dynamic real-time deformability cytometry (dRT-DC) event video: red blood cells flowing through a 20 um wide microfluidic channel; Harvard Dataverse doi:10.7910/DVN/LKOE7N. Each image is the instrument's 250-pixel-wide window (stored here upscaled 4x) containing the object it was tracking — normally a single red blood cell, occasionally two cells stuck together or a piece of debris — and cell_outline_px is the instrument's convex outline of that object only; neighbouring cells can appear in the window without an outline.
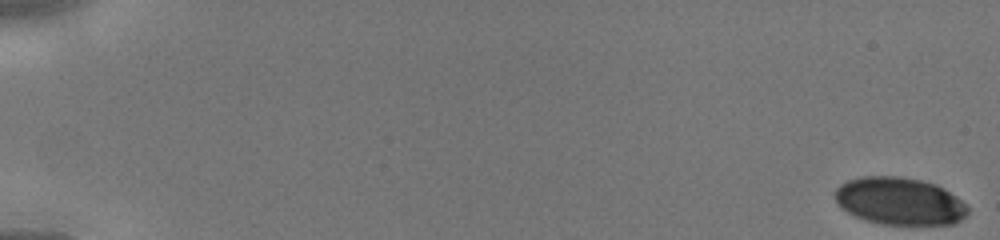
{"species": "human", "species_latin": "Homo sapiens", "temperature_condition": "cold", "stored_images_in_passage": 45, "camera_frame_rate_fps": 3000, "um_per_image_px": 0.085, "donor": {"sex": "male"}, "frame": {"image": 1, "passage_image": 1, "time_ms": 0.0, "image_size_px": [1000, 240], "cell_outline_px": [[968, 212], [960, 220], [952, 224], [884, 224], [868, 220], [856, 216], [840, 208], [836, 200], [836, 188], [840, 184], [848, 180], [860, 176], [900, 176], [920, 180], [936, 184], [944, 188], [956, 196], [968, 208]], "centroid_in_image_um": [76.45, 17.08], "position_along_channel_um": 8.6, "area_um2": 36.47}}
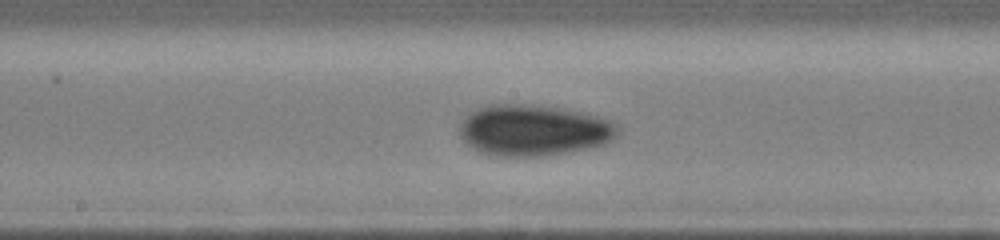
{"frame": {"image": 2, "passage_image": 26, "time_ms": 8.333, "image_size_px": [1000, 240], "cell_outline_px": [[620, 132], [612, 140], [604, 144], [588, 148], [568, 152], [540, 156], [496, 156], [480, 152], [464, 144], [460, 136], [460, 120], [468, 112], [488, 104], [524, 104], [564, 108], [596, 116], [608, 120], [616, 124], [620, 128]], "centroid_in_image_um": [45.31, 11.07], "position_along_channel_um": 202.9, "area_um2": 47.51}}
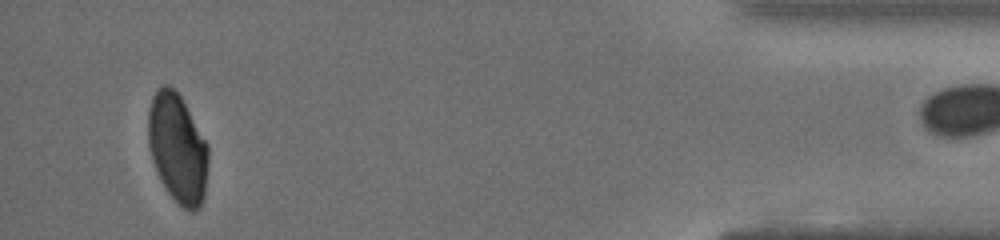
{"frame": {"image": 3, "passage_image": 44, "time_ms": 14.333, "image_size_px": [1000, 240], "cell_outline_px": [[208, 164], [204, 196], [200, 204], [192, 212], [184, 208], [168, 192], [152, 160], [148, 144], [148, 112], [152, 96], [164, 84], [168, 84], [180, 96], [208, 144]], "centroid_in_image_um": [15.09, 12.58], "position_along_channel_um": 420.1, "area_um2": 37.69}}